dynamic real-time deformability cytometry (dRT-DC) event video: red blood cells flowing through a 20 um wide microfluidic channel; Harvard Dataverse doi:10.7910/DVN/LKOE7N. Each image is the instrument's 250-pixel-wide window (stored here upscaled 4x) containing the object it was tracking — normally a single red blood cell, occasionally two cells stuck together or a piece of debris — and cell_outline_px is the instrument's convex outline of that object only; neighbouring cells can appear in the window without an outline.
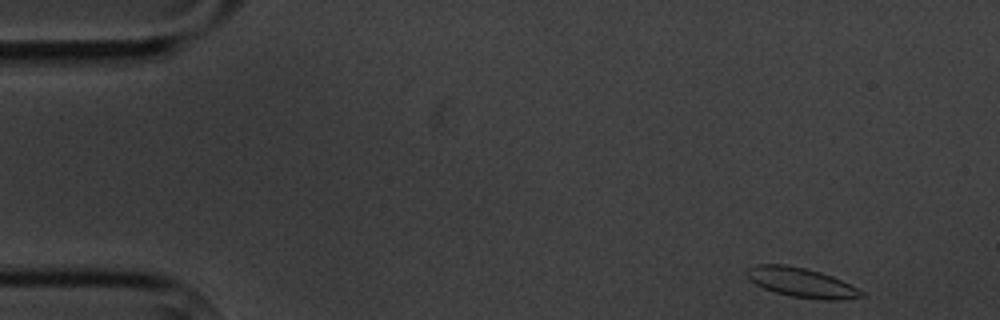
{"species": "common noctule bat (a hibernating species)", "species_latin": "Nyctalus noctula", "temperature_condition": "cold", "stored_images_in_passage": 4, "camera_frame_rate_fps": 3000, "um_per_image_px": 0.085, "animal": {"sex": "male", "body_mass_g": 20.1, "forearm_length_mm": 53.5}, "frame": {"image": 1, "passage_image": 1, "time_ms": 0.0, "image_size_px": [1000, 320], "cell_outline_px": [[864, 296], [840, 300], [824, 300], [792, 296], [776, 292], [764, 288], [748, 280], [744, 272], [748, 268], [756, 264], [784, 264], [804, 268], [820, 272], [832, 276], [864, 292]], "centroid_in_image_um": [68.06, 24.01], "position_along_channel_um": 16.9, "area_um2": 19.54}}